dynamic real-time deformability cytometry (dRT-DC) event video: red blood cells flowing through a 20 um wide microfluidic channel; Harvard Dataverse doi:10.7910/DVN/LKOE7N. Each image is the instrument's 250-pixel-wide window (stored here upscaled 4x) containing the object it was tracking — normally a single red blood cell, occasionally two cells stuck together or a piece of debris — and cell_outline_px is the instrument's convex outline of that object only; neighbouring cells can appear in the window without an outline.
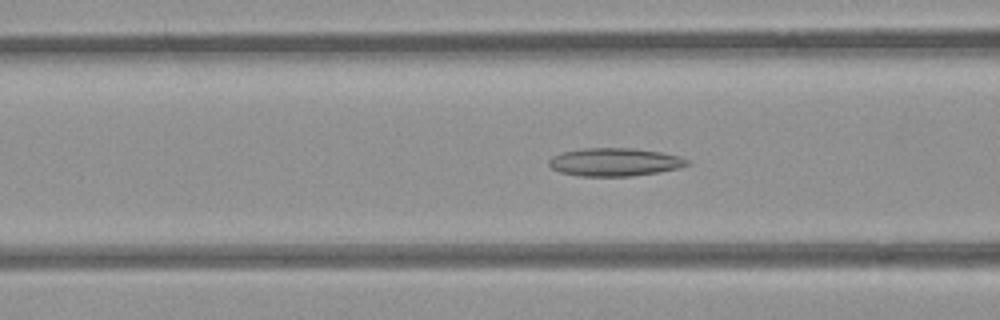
{"species": "common noctule bat (a hibernating species)", "species_latin": "Nyctalus noctula", "temperature_condition": "room temperature", "stored_images_in_passage": 53, "camera_frame_rate_fps": 3000, "um_per_image_px": 0.085, "animal": {"sex": "female", "body_mass_g": 21.9}, "frame": {"image": 1, "passage_image": 21, "time_ms": 6.667, "image_size_px": [1000, 320], "cell_outline_px": [[692, 164], [680, 168], [660, 172], [632, 176], [580, 176], [560, 172], [552, 168], [548, 164], [548, 160], [552, 156], [560, 152], [584, 148], [632, 148], [660, 152], [680, 156], [692, 160]], "centroid_in_image_um": [52.29, 13.77], "position_along_channel_um": 114.3, "area_um2": 22.95}}
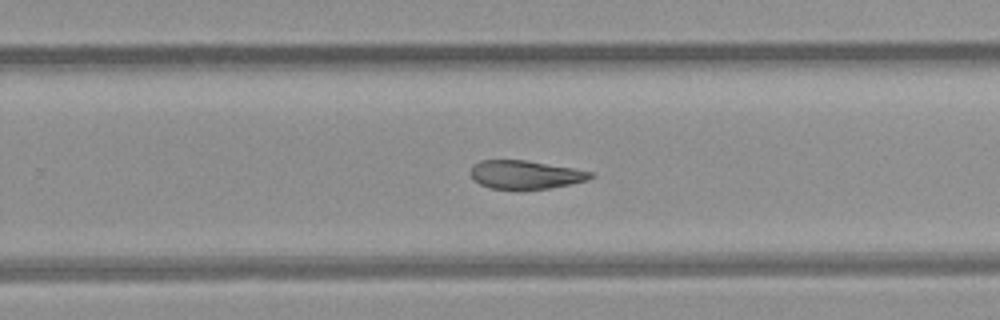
{"frame": {"image": 2, "passage_image": 34, "time_ms": 11.0, "image_size_px": [1000, 320], "cell_outline_px": [[596, 176], [588, 180], [548, 188], [488, 188], [472, 180], [472, 164], [480, 160], [524, 160], [572, 168], [592, 172]], "centroid_in_image_um": [44.64, 14.83], "position_along_channel_um": 285.2, "area_um2": 19.54}}
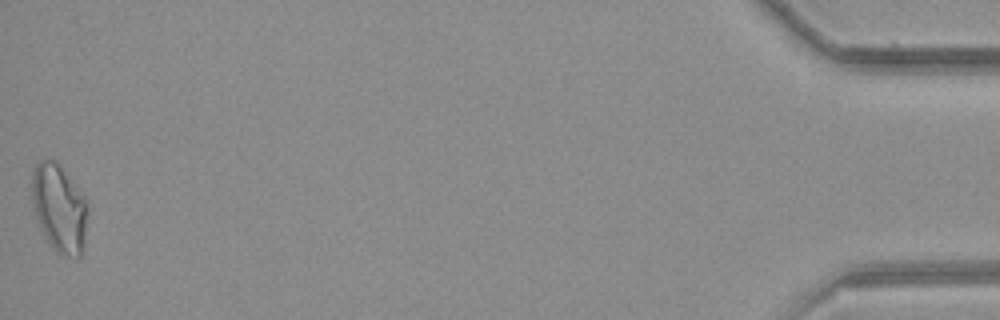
{"frame": {"image": 3, "passage_image": 53, "time_ms": 17.333, "image_size_px": [1000, 320], "cell_outline_px": [[84, 244], [80, 256], [68, 256], [56, 252], [44, 240], [32, 208], [28, 184], [32, 172], [36, 164], [40, 160], [56, 160], [60, 164], [84, 200]], "centroid_in_image_um": [4.89, 17.68], "position_along_channel_um": 430.3, "area_um2": 28.44}, "authors_computed_cell_mechanics": {"area_um2": 23.1778, "velocity_mm_per_s": 3.9412, "shape_relaxation_time_tau1_ms": null, "shape_relaxation_time_tau2_ms": 10.2554, "deformation_change_tau1": null, "deformation_change_tau2": 0.2047}}